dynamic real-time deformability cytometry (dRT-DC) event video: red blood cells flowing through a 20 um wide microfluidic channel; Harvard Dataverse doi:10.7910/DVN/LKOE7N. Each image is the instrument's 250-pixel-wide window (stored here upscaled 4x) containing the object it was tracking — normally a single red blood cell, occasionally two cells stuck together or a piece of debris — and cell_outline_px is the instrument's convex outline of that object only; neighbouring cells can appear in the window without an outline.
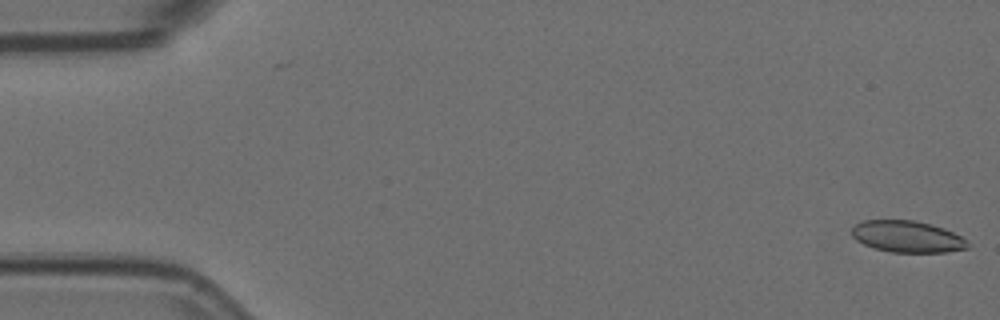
{"species": "Egyptian fruit bat (a non-hibernating species)", "species_latin": "Rousettus aegyptiacus", "temperature_condition": "room temperature", "stored_images_in_passage": 2, "camera_frame_rate_fps": 3000, "um_per_image_px": 0.085, "animal": {"sex": "female"}, "frame": {"image": 1, "passage_image": 2, "time_ms": 0.333, "image_size_px": [1000, 320], "cell_outline_px": [[968, 248], [944, 252], [892, 252], [876, 248], [864, 244], [856, 240], [852, 236], [852, 228], [856, 224], [864, 220], [916, 220], [932, 224], [944, 228], [960, 236], [968, 244]], "centroid_in_image_um": [77.1, 20.1], "position_along_channel_um": 7.9, "area_um2": 21.15}}